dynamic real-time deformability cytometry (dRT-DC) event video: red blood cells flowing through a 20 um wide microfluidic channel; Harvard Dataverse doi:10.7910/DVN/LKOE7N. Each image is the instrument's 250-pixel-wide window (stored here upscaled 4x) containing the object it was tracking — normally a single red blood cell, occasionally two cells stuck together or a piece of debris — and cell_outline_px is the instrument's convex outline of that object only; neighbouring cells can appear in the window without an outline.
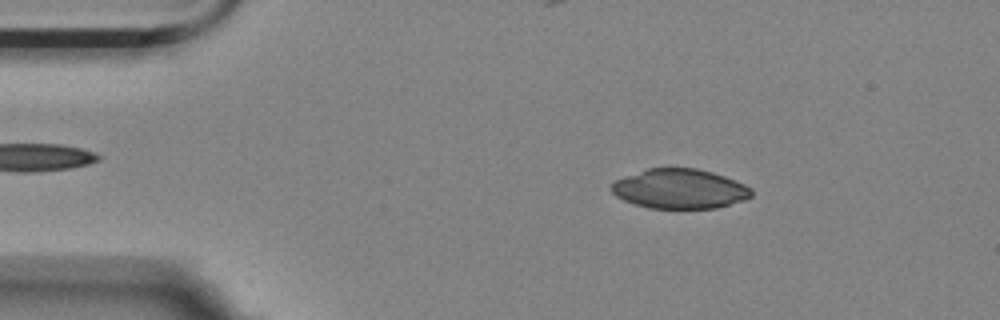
{"species": "Egyptian fruit bat (a non-hibernating species)", "species_latin": "Rousettus aegyptiacus", "temperature_condition": "room temperature", "stored_images_in_passage": 47, "camera_frame_rate_fps": 3000, "um_per_image_px": 0.085, "animal": {"sex": "female"}, "frame": {"image": 1, "passage_image": 8, "time_ms": 2.333, "image_size_px": [1000, 320], "cell_outline_px": [[752, 196], [744, 200], [716, 208], [648, 208], [624, 200], [616, 196], [608, 188], [616, 180], [648, 168], [696, 168], [712, 172], [736, 180], [752, 188]], "centroid_in_image_um": [57.79, 16.05], "position_along_channel_um": 27.2, "area_um2": 32.25}}
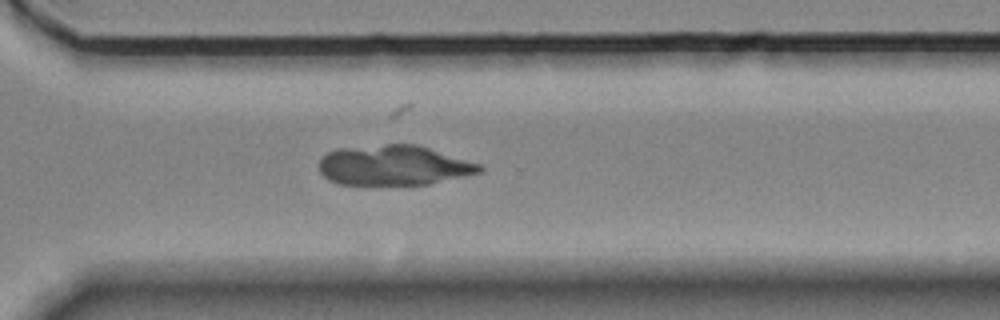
{"frame": {"image": 2, "passage_image": 39, "time_ms": 12.667, "image_size_px": [1000, 320], "cell_outline_px": [[484, 172], [428, 184], [340, 184], [328, 180], [320, 172], [320, 156], [328, 152], [340, 148], [388, 144], [416, 144], [480, 164], [484, 168]], "centroid_in_image_um": [33.47, 14.05], "position_along_channel_um": 337.1, "area_um2": 37.28}}
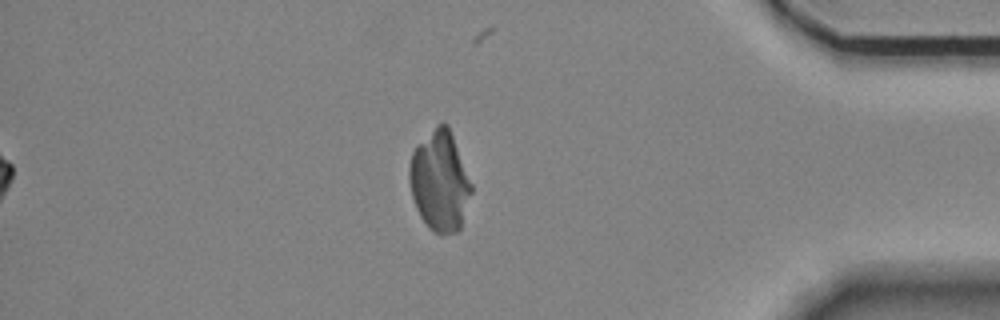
{"frame": {"image": 3, "passage_image": 47, "time_ms": 15.333, "image_size_px": [1000, 320], "cell_outline_px": [[472, 192], [460, 228], [456, 232], [440, 236], [432, 232], [428, 228], [420, 216], [416, 208], [412, 196], [408, 180], [408, 168], [412, 152], [416, 144], [436, 124], [448, 124], [472, 184]], "centroid_in_image_um": [37.36, 15.41], "position_along_channel_um": 397.8, "area_um2": 36.59}}